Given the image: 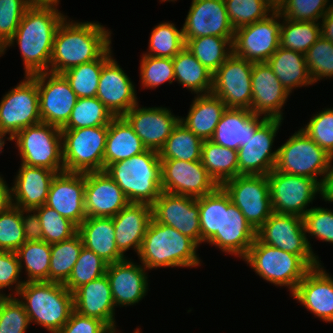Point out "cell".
Listing matches in <instances>:
<instances>
[{
	"instance_id": "cell-33",
	"label": "cell",
	"mask_w": 333,
	"mask_h": 333,
	"mask_svg": "<svg viewBox=\"0 0 333 333\" xmlns=\"http://www.w3.org/2000/svg\"><path fill=\"white\" fill-rule=\"evenodd\" d=\"M83 246L93 251L108 264L127 258L115 242V229L112 217H86L78 226Z\"/></svg>"
},
{
	"instance_id": "cell-2",
	"label": "cell",
	"mask_w": 333,
	"mask_h": 333,
	"mask_svg": "<svg viewBox=\"0 0 333 333\" xmlns=\"http://www.w3.org/2000/svg\"><path fill=\"white\" fill-rule=\"evenodd\" d=\"M110 47L111 32L99 22H70L66 17L55 34L49 72L61 74L99 59Z\"/></svg>"
},
{
	"instance_id": "cell-70",
	"label": "cell",
	"mask_w": 333,
	"mask_h": 333,
	"mask_svg": "<svg viewBox=\"0 0 333 333\" xmlns=\"http://www.w3.org/2000/svg\"><path fill=\"white\" fill-rule=\"evenodd\" d=\"M330 9L333 10V3H330Z\"/></svg>"
},
{
	"instance_id": "cell-50",
	"label": "cell",
	"mask_w": 333,
	"mask_h": 333,
	"mask_svg": "<svg viewBox=\"0 0 333 333\" xmlns=\"http://www.w3.org/2000/svg\"><path fill=\"white\" fill-rule=\"evenodd\" d=\"M201 243L207 242L216 232L221 231L222 186L198 198Z\"/></svg>"
},
{
	"instance_id": "cell-3",
	"label": "cell",
	"mask_w": 333,
	"mask_h": 333,
	"mask_svg": "<svg viewBox=\"0 0 333 333\" xmlns=\"http://www.w3.org/2000/svg\"><path fill=\"white\" fill-rule=\"evenodd\" d=\"M198 247L193 239L152 219L137 255L147 270L196 267L201 265L196 253Z\"/></svg>"
},
{
	"instance_id": "cell-22",
	"label": "cell",
	"mask_w": 333,
	"mask_h": 333,
	"mask_svg": "<svg viewBox=\"0 0 333 333\" xmlns=\"http://www.w3.org/2000/svg\"><path fill=\"white\" fill-rule=\"evenodd\" d=\"M45 205L78 227L87 217L85 173L64 171L56 174L51 182Z\"/></svg>"
},
{
	"instance_id": "cell-31",
	"label": "cell",
	"mask_w": 333,
	"mask_h": 333,
	"mask_svg": "<svg viewBox=\"0 0 333 333\" xmlns=\"http://www.w3.org/2000/svg\"><path fill=\"white\" fill-rule=\"evenodd\" d=\"M244 108H226L211 141L221 146L238 151L246 144L255 130L266 120Z\"/></svg>"
},
{
	"instance_id": "cell-6",
	"label": "cell",
	"mask_w": 333,
	"mask_h": 333,
	"mask_svg": "<svg viewBox=\"0 0 333 333\" xmlns=\"http://www.w3.org/2000/svg\"><path fill=\"white\" fill-rule=\"evenodd\" d=\"M255 273L293 294L311 267L298 255L262 243L257 237L243 258Z\"/></svg>"
},
{
	"instance_id": "cell-49",
	"label": "cell",
	"mask_w": 333,
	"mask_h": 333,
	"mask_svg": "<svg viewBox=\"0 0 333 333\" xmlns=\"http://www.w3.org/2000/svg\"><path fill=\"white\" fill-rule=\"evenodd\" d=\"M33 210L39 217L42 226L43 241L49 244L69 239L78 232V227L73 222L45 204Z\"/></svg>"
},
{
	"instance_id": "cell-64",
	"label": "cell",
	"mask_w": 333,
	"mask_h": 333,
	"mask_svg": "<svg viewBox=\"0 0 333 333\" xmlns=\"http://www.w3.org/2000/svg\"><path fill=\"white\" fill-rule=\"evenodd\" d=\"M333 158L331 161L330 169L326 178V181L323 185V194L322 199L324 201L333 202Z\"/></svg>"
},
{
	"instance_id": "cell-11",
	"label": "cell",
	"mask_w": 333,
	"mask_h": 333,
	"mask_svg": "<svg viewBox=\"0 0 333 333\" xmlns=\"http://www.w3.org/2000/svg\"><path fill=\"white\" fill-rule=\"evenodd\" d=\"M41 122L37 83L32 76H24L0 102V132L12 141L22 129Z\"/></svg>"
},
{
	"instance_id": "cell-36",
	"label": "cell",
	"mask_w": 333,
	"mask_h": 333,
	"mask_svg": "<svg viewBox=\"0 0 333 333\" xmlns=\"http://www.w3.org/2000/svg\"><path fill=\"white\" fill-rule=\"evenodd\" d=\"M267 63L289 94L297 87L313 84L301 52L279 47Z\"/></svg>"
},
{
	"instance_id": "cell-45",
	"label": "cell",
	"mask_w": 333,
	"mask_h": 333,
	"mask_svg": "<svg viewBox=\"0 0 333 333\" xmlns=\"http://www.w3.org/2000/svg\"><path fill=\"white\" fill-rule=\"evenodd\" d=\"M113 118L97 97L78 98L68 122L61 129L108 126Z\"/></svg>"
},
{
	"instance_id": "cell-43",
	"label": "cell",
	"mask_w": 333,
	"mask_h": 333,
	"mask_svg": "<svg viewBox=\"0 0 333 333\" xmlns=\"http://www.w3.org/2000/svg\"><path fill=\"white\" fill-rule=\"evenodd\" d=\"M16 255L21 271L25 266L28 277L25 282L49 281L51 244L45 241L25 242Z\"/></svg>"
},
{
	"instance_id": "cell-58",
	"label": "cell",
	"mask_w": 333,
	"mask_h": 333,
	"mask_svg": "<svg viewBox=\"0 0 333 333\" xmlns=\"http://www.w3.org/2000/svg\"><path fill=\"white\" fill-rule=\"evenodd\" d=\"M303 220L306 234L333 244V210L311 207Z\"/></svg>"
},
{
	"instance_id": "cell-13",
	"label": "cell",
	"mask_w": 333,
	"mask_h": 333,
	"mask_svg": "<svg viewBox=\"0 0 333 333\" xmlns=\"http://www.w3.org/2000/svg\"><path fill=\"white\" fill-rule=\"evenodd\" d=\"M272 210L275 213L304 217L310 210L307 206L322 197L323 187L314 179L289 175L273 169L268 175Z\"/></svg>"
},
{
	"instance_id": "cell-54",
	"label": "cell",
	"mask_w": 333,
	"mask_h": 333,
	"mask_svg": "<svg viewBox=\"0 0 333 333\" xmlns=\"http://www.w3.org/2000/svg\"><path fill=\"white\" fill-rule=\"evenodd\" d=\"M141 84L146 89L156 88L164 82L175 81L172 58L142 56L140 61Z\"/></svg>"
},
{
	"instance_id": "cell-69",
	"label": "cell",
	"mask_w": 333,
	"mask_h": 333,
	"mask_svg": "<svg viewBox=\"0 0 333 333\" xmlns=\"http://www.w3.org/2000/svg\"><path fill=\"white\" fill-rule=\"evenodd\" d=\"M161 1H162V2L164 1V2H165V1H177V0H160V2H161Z\"/></svg>"
},
{
	"instance_id": "cell-38",
	"label": "cell",
	"mask_w": 333,
	"mask_h": 333,
	"mask_svg": "<svg viewBox=\"0 0 333 333\" xmlns=\"http://www.w3.org/2000/svg\"><path fill=\"white\" fill-rule=\"evenodd\" d=\"M201 162L219 186L239 175L237 151L211 140L203 142Z\"/></svg>"
},
{
	"instance_id": "cell-39",
	"label": "cell",
	"mask_w": 333,
	"mask_h": 333,
	"mask_svg": "<svg viewBox=\"0 0 333 333\" xmlns=\"http://www.w3.org/2000/svg\"><path fill=\"white\" fill-rule=\"evenodd\" d=\"M234 37L202 36L185 41V47L205 66L214 73L233 53Z\"/></svg>"
},
{
	"instance_id": "cell-23",
	"label": "cell",
	"mask_w": 333,
	"mask_h": 333,
	"mask_svg": "<svg viewBox=\"0 0 333 333\" xmlns=\"http://www.w3.org/2000/svg\"><path fill=\"white\" fill-rule=\"evenodd\" d=\"M184 40L202 36L234 37L224 0H192L183 25Z\"/></svg>"
},
{
	"instance_id": "cell-4",
	"label": "cell",
	"mask_w": 333,
	"mask_h": 333,
	"mask_svg": "<svg viewBox=\"0 0 333 333\" xmlns=\"http://www.w3.org/2000/svg\"><path fill=\"white\" fill-rule=\"evenodd\" d=\"M130 203L152 205L162 192L159 152L147 150L104 169Z\"/></svg>"
},
{
	"instance_id": "cell-53",
	"label": "cell",
	"mask_w": 333,
	"mask_h": 333,
	"mask_svg": "<svg viewBox=\"0 0 333 333\" xmlns=\"http://www.w3.org/2000/svg\"><path fill=\"white\" fill-rule=\"evenodd\" d=\"M329 0H283L277 10L284 18L293 21H315L319 22L320 18L330 9ZM328 6V7H327Z\"/></svg>"
},
{
	"instance_id": "cell-57",
	"label": "cell",
	"mask_w": 333,
	"mask_h": 333,
	"mask_svg": "<svg viewBox=\"0 0 333 333\" xmlns=\"http://www.w3.org/2000/svg\"><path fill=\"white\" fill-rule=\"evenodd\" d=\"M29 6L27 0H0V50L15 34Z\"/></svg>"
},
{
	"instance_id": "cell-1",
	"label": "cell",
	"mask_w": 333,
	"mask_h": 333,
	"mask_svg": "<svg viewBox=\"0 0 333 333\" xmlns=\"http://www.w3.org/2000/svg\"><path fill=\"white\" fill-rule=\"evenodd\" d=\"M54 5H30L8 43L0 50L16 42L24 61L25 76L49 72L53 42L60 23L67 17Z\"/></svg>"
},
{
	"instance_id": "cell-28",
	"label": "cell",
	"mask_w": 333,
	"mask_h": 333,
	"mask_svg": "<svg viewBox=\"0 0 333 333\" xmlns=\"http://www.w3.org/2000/svg\"><path fill=\"white\" fill-rule=\"evenodd\" d=\"M321 263L312 267L292 294L307 311L325 322H333V277Z\"/></svg>"
},
{
	"instance_id": "cell-60",
	"label": "cell",
	"mask_w": 333,
	"mask_h": 333,
	"mask_svg": "<svg viewBox=\"0 0 333 333\" xmlns=\"http://www.w3.org/2000/svg\"><path fill=\"white\" fill-rule=\"evenodd\" d=\"M108 329L103 321L73 311L69 320L57 333H105Z\"/></svg>"
},
{
	"instance_id": "cell-68",
	"label": "cell",
	"mask_w": 333,
	"mask_h": 333,
	"mask_svg": "<svg viewBox=\"0 0 333 333\" xmlns=\"http://www.w3.org/2000/svg\"><path fill=\"white\" fill-rule=\"evenodd\" d=\"M134 333H141L140 329L136 328V330L134 331Z\"/></svg>"
},
{
	"instance_id": "cell-16",
	"label": "cell",
	"mask_w": 333,
	"mask_h": 333,
	"mask_svg": "<svg viewBox=\"0 0 333 333\" xmlns=\"http://www.w3.org/2000/svg\"><path fill=\"white\" fill-rule=\"evenodd\" d=\"M160 160L163 192L199 198L213 192L219 186L208 174L201 160Z\"/></svg>"
},
{
	"instance_id": "cell-21",
	"label": "cell",
	"mask_w": 333,
	"mask_h": 333,
	"mask_svg": "<svg viewBox=\"0 0 333 333\" xmlns=\"http://www.w3.org/2000/svg\"><path fill=\"white\" fill-rule=\"evenodd\" d=\"M138 105L137 103L122 117L133 128L147 150L159 152L180 121V117H176L165 107L141 108Z\"/></svg>"
},
{
	"instance_id": "cell-29",
	"label": "cell",
	"mask_w": 333,
	"mask_h": 333,
	"mask_svg": "<svg viewBox=\"0 0 333 333\" xmlns=\"http://www.w3.org/2000/svg\"><path fill=\"white\" fill-rule=\"evenodd\" d=\"M56 174L44 167L21 164L11 187L12 204L21 210H33L44 205Z\"/></svg>"
},
{
	"instance_id": "cell-32",
	"label": "cell",
	"mask_w": 333,
	"mask_h": 333,
	"mask_svg": "<svg viewBox=\"0 0 333 333\" xmlns=\"http://www.w3.org/2000/svg\"><path fill=\"white\" fill-rule=\"evenodd\" d=\"M112 218L118 250L124 255L127 250L133 248L138 254L147 227L152 220L151 206L144 203H129Z\"/></svg>"
},
{
	"instance_id": "cell-7",
	"label": "cell",
	"mask_w": 333,
	"mask_h": 333,
	"mask_svg": "<svg viewBox=\"0 0 333 333\" xmlns=\"http://www.w3.org/2000/svg\"><path fill=\"white\" fill-rule=\"evenodd\" d=\"M275 170L289 175L316 180L322 187L326 181L332 158L301 129L278 149ZM322 176L321 179H317Z\"/></svg>"
},
{
	"instance_id": "cell-15",
	"label": "cell",
	"mask_w": 333,
	"mask_h": 333,
	"mask_svg": "<svg viewBox=\"0 0 333 333\" xmlns=\"http://www.w3.org/2000/svg\"><path fill=\"white\" fill-rule=\"evenodd\" d=\"M253 63L233 53L213 73L211 93L227 108L251 109Z\"/></svg>"
},
{
	"instance_id": "cell-17",
	"label": "cell",
	"mask_w": 333,
	"mask_h": 333,
	"mask_svg": "<svg viewBox=\"0 0 333 333\" xmlns=\"http://www.w3.org/2000/svg\"><path fill=\"white\" fill-rule=\"evenodd\" d=\"M39 92V112L43 123L62 128L78 100L62 74L41 72L31 75Z\"/></svg>"
},
{
	"instance_id": "cell-56",
	"label": "cell",
	"mask_w": 333,
	"mask_h": 333,
	"mask_svg": "<svg viewBox=\"0 0 333 333\" xmlns=\"http://www.w3.org/2000/svg\"><path fill=\"white\" fill-rule=\"evenodd\" d=\"M301 130L333 157V108H325L311 117Z\"/></svg>"
},
{
	"instance_id": "cell-63",
	"label": "cell",
	"mask_w": 333,
	"mask_h": 333,
	"mask_svg": "<svg viewBox=\"0 0 333 333\" xmlns=\"http://www.w3.org/2000/svg\"><path fill=\"white\" fill-rule=\"evenodd\" d=\"M321 35L333 42V10L331 9L322 18Z\"/></svg>"
},
{
	"instance_id": "cell-20",
	"label": "cell",
	"mask_w": 333,
	"mask_h": 333,
	"mask_svg": "<svg viewBox=\"0 0 333 333\" xmlns=\"http://www.w3.org/2000/svg\"><path fill=\"white\" fill-rule=\"evenodd\" d=\"M255 239L256 230L222 187L221 231L216 232L207 243L218 247L226 254L229 253L243 259Z\"/></svg>"
},
{
	"instance_id": "cell-25",
	"label": "cell",
	"mask_w": 333,
	"mask_h": 333,
	"mask_svg": "<svg viewBox=\"0 0 333 333\" xmlns=\"http://www.w3.org/2000/svg\"><path fill=\"white\" fill-rule=\"evenodd\" d=\"M250 111L266 118L283 119L282 107L290 95L267 62L253 63Z\"/></svg>"
},
{
	"instance_id": "cell-61",
	"label": "cell",
	"mask_w": 333,
	"mask_h": 333,
	"mask_svg": "<svg viewBox=\"0 0 333 333\" xmlns=\"http://www.w3.org/2000/svg\"><path fill=\"white\" fill-rule=\"evenodd\" d=\"M29 213L33 214L30 215ZM22 224L25 242L43 241L42 226L39 217L34 210H22Z\"/></svg>"
},
{
	"instance_id": "cell-18",
	"label": "cell",
	"mask_w": 333,
	"mask_h": 333,
	"mask_svg": "<svg viewBox=\"0 0 333 333\" xmlns=\"http://www.w3.org/2000/svg\"><path fill=\"white\" fill-rule=\"evenodd\" d=\"M281 122L282 119L267 118L255 130L254 136L239 147V175H268L275 169L278 150L272 152L271 149Z\"/></svg>"
},
{
	"instance_id": "cell-34",
	"label": "cell",
	"mask_w": 333,
	"mask_h": 333,
	"mask_svg": "<svg viewBox=\"0 0 333 333\" xmlns=\"http://www.w3.org/2000/svg\"><path fill=\"white\" fill-rule=\"evenodd\" d=\"M226 104L212 93L195 96L187 117L180 122L201 140H211Z\"/></svg>"
},
{
	"instance_id": "cell-35",
	"label": "cell",
	"mask_w": 333,
	"mask_h": 333,
	"mask_svg": "<svg viewBox=\"0 0 333 333\" xmlns=\"http://www.w3.org/2000/svg\"><path fill=\"white\" fill-rule=\"evenodd\" d=\"M145 151L147 148L122 116L114 117L110 121L104 151V169L112 163Z\"/></svg>"
},
{
	"instance_id": "cell-37",
	"label": "cell",
	"mask_w": 333,
	"mask_h": 333,
	"mask_svg": "<svg viewBox=\"0 0 333 333\" xmlns=\"http://www.w3.org/2000/svg\"><path fill=\"white\" fill-rule=\"evenodd\" d=\"M175 81L194 94H209L213 87V73L203 66L196 57L184 47L173 58Z\"/></svg>"
},
{
	"instance_id": "cell-52",
	"label": "cell",
	"mask_w": 333,
	"mask_h": 333,
	"mask_svg": "<svg viewBox=\"0 0 333 333\" xmlns=\"http://www.w3.org/2000/svg\"><path fill=\"white\" fill-rule=\"evenodd\" d=\"M24 243L22 210L11 205L0 213V250L16 252Z\"/></svg>"
},
{
	"instance_id": "cell-66",
	"label": "cell",
	"mask_w": 333,
	"mask_h": 333,
	"mask_svg": "<svg viewBox=\"0 0 333 333\" xmlns=\"http://www.w3.org/2000/svg\"><path fill=\"white\" fill-rule=\"evenodd\" d=\"M6 135L5 133L0 132V153L3 150V147L5 145V139H6ZM4 138V139H3Z\"/></svg>"
},
{
	"instance_id": "cell-19",
	"label": "cell",
	"mask_w": 333,
	"mask_h": 333,
	"mask_svg": "<svg viewBox=\"0 0 333 333\" xmlns=\"http://www.w3.org/2000/svg\"><path fill=\"white\" fill-rule=\"evenodd\" d=\"M152 219L201 244L198 198L161 192L151 205Z\"/></svg>"
},
{
	"instance_id": "cell-48",
	"label": "cell",
	"mask_w": 333,
	"mask_h": 333,
	"mask_svg": "<svg viewBox=\"0 0 333 333\" xmlns=\"http://www.w3.org/2000/svg\"><path fill=\"white\" fill-rule=\"evenodd\" d=\"M108 263L84 246L64 286L73 294L82 285L106 274Z\"/></svg>"
},
{
	"instance_id": "cell-10",
	"label": "cell",
	"mask_w": 333,
	"mask_h": 333,
	"mask_svg": "<svg viewBox=\"0 0 333 333\" xmlns=\"http://www.w3.org/2000/svg\"><path fill=\"white\" fill-rule=\"evenodd\" d=\"M256 237L264 244L300 256L311 268L320 264L300 216L273 212L256 231Z\"/></svg>"
},
{
	"instance_id": "cell-5",
	"label": "cell",
	"mask_w": 333,
	"mask_h": 333,
	"mask_svg": "<svg viewBox=\"0 0 333 333\" xmlns=\"http://www.w3.org/2000/svg\"><path fill=\"white\" fill-rule=\"evenodd\" d=\"M17 296L24 305L30 323L50 333H57L74 311L73 294L62 283L50 281L25 282Z\"/></svg>"
},
{
	"instance_id": "cell-55",
	"label": "cell",
	"mask_w": 333,
	"mask_h": 333,
	"mask_svg": "<svg viewBox=\"0 0 333 333\" xmlns=\"http://www.w3.org/2000/svg\"><path fill=\"white\" fill-rule=\"evenodd\" d=\"M30 320L24 305L16 296L0 298V333H25Z\"/></svg>"
},
{
	"instance_id": "cell-14",
	"label": "cell",
	"mask_w": 333,
	"mask_h": 333,
	"mask_svg": "<svg viewBox=\"0 0 333 333\" xmlns=\"http://www.w3.org/2000/svg\"><path fill=\"white\" fill-rule=\"evenodd\" d=\"M281 18L275 9L265 19L235 30L233 54L252 63L267 62L280 47Z\"/></svg>"
},
{
	"instance_id": "cell-40",
	"label": "cell",
	"mask_w": 333,
	"mask_h": 333,
	"mask_svg": "<svg viewBox=\"0 0 333 333\" xmlns=\"http://www.w3.org/2000/svg\"><path fill=\"white\" fill-rule=\"evenodd\" d=\"M111 51L109 48L99 59L74 66L61 73L78 98L96 97L102 66L112 56Z\"/></svg>"
},
{
	"instance_id": "cell-51",
	"label": "cell",
	"mask_w": 333,
	"mask_h": 333,
	"mask_svg": "<svg viewBox=\"0 0 333 333\" xmlns=\"http://www.w3.org/2000/svg\"><path fill=\"white\" fill-rule=\"evenodd\" d=\"M304 57L313 83L333 77V42L321 36Z\"/></svg>"
},
{
	"instance_id": "cell-44",
	"label": "cell",
	"mask_w": 333,
	"mask_h": 333,
	"mask_svg": "<svg viewBox=\"0 0 333 333\" xmlns=\"http://www.w3.org/2000/svg\"><path fill=\"white\" fill-rule=\"evenodd\" d=\"M280 47L305 53L322 35L321 24L315 21H293L282 17Z\"/></svg>"
},
{
	"instance_id": "cell-9",
	"label": "cell",
	"mask_w": 333,
	"mask_h": 333,
	"mask_svg": "<svg viewBox=\"0 0 333 333\" xmlns=\"http://www.w3.org/2000/svg\"><path fill=\"white\" fill-rule=\"evenodd\" d=\"M65 172L104 171L108 126L61 129Z\"/></svg>"
},
{
	"instance_id": "cell-47",
	"label": "cell",
	"mask_w": 333,
	"mask_h": 333,
	"mask_svg": "<svg viewBox=\"0 0 333 333\" xmlns=\"http://www.w3.org/2000/svg\"><path fill=\"white\" fill-rule=\"evenodd\" d=\"M148 47L144 55L173 58L185 47L183 28L178 30L169 22L158 24L151 31Z\"/></svg>"
},
{
	"instance_id": "cell-62",
	"label": "cell",
	"mask_w": 333,
	"mask_h": 333,
	"mask_svg": "<svg viewBox=\"0 0 333 333\" xmlns=\"http://www.w3.org/2000/svg\"><path fill=\"white\" fill-rule=\"evenodd\" d=\"M12 204L11 187H8L6 180L0 175V213L7 210Z\"/></svg>"
},
{
	"instance_id": "cell-41",
	"label": "cell",
	"mask_w": 333,
	"mask_h": 333,
	"mask_svg": "<svg viewBox=\"0 0 333 333\" xmlns=\"http://www.w3.org/2000/svg\"><path fill=\"white\" fill-rule=\"evenodd\" d=\"M203 142L179 121L159 151V157L184 161L201 160Z\"/></svg>"
},
{
	"instance_id": "cell-67",
	"label": "cell",
	"mask_w": 333,
	"mask_h": 333,
	"mask_svg": "<svg viewBox=\"0 0 333 333\" xmlns=\"http://www.w3.org/2000/svg\"><path fill=\"white\" fill-rule=\"evenodd\" d=\"M117 332V328H109L105 333H116Z\"/></svg>"
},
{
	"instance_id": "cell-27",
	"label": "cell",
	"mask_w": 333,
	"mask_h": 333,
	"mask_svg": "<svg viewBox=\"0 0 333 333\" xmlns=\"http://www.w3.org/2000/svg\"><path fill=\"white\" fill-rule=\"evenodd\" d=\"M147 269L131 259L108 264L106 276L109 280L115 306L134 305L146 296L148 289Z\"/></svg>"
},
{
	"instance_id": "cell-26",
	"label": "cell",
	"mask_w": 333,
	"mask_h": 333,
	"mask_svg": "<svg viewBox=\"0 0 333 333\" xmlns=\"http://www.w3.org/2000/svg\"><path fill=\"white\" fill-rule=\"evenodd\" d=\"M129 203L123 191L105 171L85 173L87 217H113Z\"/></svg>"
},
{
	"instance_id": "cell-42",
	"label": "cell",
	"mask_w": 333,
	"mask_h": 333,
	"mask_svg": "<svg viewBox=\"0 0 333 333\" xmlns=\"http://www.w3.org/2000/svg\"><path fill=\"white\" fill-rule=\"evenodd\" d=\"M82 248L83 241L78 232L69 239L51 244L50 282L64 284L68 280Z\"/></svg>"
},
{
	"instance_id": "cell-12",
	"label": "cell",
	"mask_w": 333,
	"mask_h": 333,
	"mask_svg": "<svg viewBox=\"0 0 333 333\" xmlns=\"http://www.w3.org/2000/svg\"><path fill=\"white\" fill-rule=\"evenodd\" d=\"M221 186L256 231L273 213L267 175H238Z\"/></svg>"
},
{
	"instance_id": "cell-59",
	"label": "cell",
	"mask_w": 333,
	"mask_h": 333,
	"mask_svg": "<svg viewBox=\"0 0 333 333\" xmlns=\"http://www.w3.org/2000/svg\"><path fill=\"white\" fill-rule=\"evenodd\" d=\"M20 273V264L16 252L0 250V296H12L11 293L9 295L2 294L1 290L5 287L11 290L10 287H14L13 285H15V288H13L14 296L18 294L25 283V280H19Z\"/></svg>"
},
{
	"instance_id": "cell-65",
	"label": "cell",
	"mask_w": 333,
	"mask_h": 333,
	"mask_svg": "<svg viewBox=\"0 0 333 333\" xmlns=\"http://www.w3.org/2000/svg\"><path fill=\"white\" fill-rule=\"evenodd\" d=\"M30 5H54L59 4V0H27Z\"/></svg>"
},
{
	"instance_id": "cell-24",
	"label": "cell",
	"mask_w": 333,
	"mask_h": 333,
	"mask_svg": "<svg viewBox=\"0 0 333 333\" xmlns=\"http://www.w3.org/2000/svg\"><path fill=\"white\" fill-rule=\"evenodd\" d=\"M135 93L133 82L111 56L102 66L96 97L119 117L138 103Z\"/></svg>"
},
{
	"instance_id": "cell-30",
	"label": "cell",
	"mask_w": 333,
	"mask_h": 333,
	"mask_svg": "<svg viewBox=\"0 0 333 333\" xmlns=\"http://www.w3.org/2000/svg\"><path fill=\"white\" fill-rule=\"evenodd\" d=\"M74 311L103 321L109 328H115V304L109 280L105 275L79 287L74 293Z\"/></svg>"
},
{
	"instance_id": "cell-8",
	"label": "cell",
	"mask_w": 333,
	"mask_h": 333,
	"mask_svg": "<svg viewBox=\"0 0 333 333\" xmlns=\"http://www.w3.org/2000/svg\"><path fill=\"white\" fill-rule=\"evenodd\" d=\"M14 140L21 164L44 167L57 174L65 171L61 128L41 122L22 129Z\"/></svg>"
},
{
	"instance_id": "cell-46",
	"label": "cell",
	"mask_w": 333,
	"mask_h": 333,
	"mask_svg": "<svg viewBox=\"0 0 333 333\" xmlns=\"http://www.w3.org/2000/svg\"><path fill=\"white\" fill-rule=\"evenodd\" d=\"M224 3L234 30L265 19L276 9L269 0H224Z\"/></svg>"
}]
</instances>
